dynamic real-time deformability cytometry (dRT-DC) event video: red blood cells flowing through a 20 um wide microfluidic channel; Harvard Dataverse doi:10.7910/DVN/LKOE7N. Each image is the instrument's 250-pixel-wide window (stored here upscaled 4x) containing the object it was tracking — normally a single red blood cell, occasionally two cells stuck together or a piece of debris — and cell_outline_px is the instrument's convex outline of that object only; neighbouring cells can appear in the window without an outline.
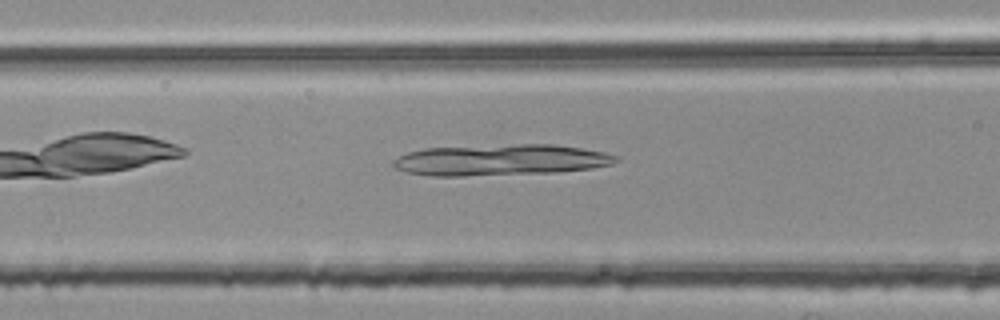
{"species": "common noctule bat (a hibernating species)", "species_latin": "Nyctalus noctula", "temperature_condition": "room temperature", "stored_images_in_passage": 35, "camera_frame_rate_fps": 3000, "um_per_image_px": 0.085, "animal": {"sex": "female", "body_mass_g": 25.1}, "frame": {"image": 1, "passage_image": 8, "time_ms": 2.333, "image_size_px": [1000, 320], "cell_outline_px": [[620, 160], [612, 164], [592, 168], [556, 172], [464, 176], [428, 176], [408, 172], [396, 168], [392, 164], [392, 160], [408, 152], [424, 148], [520, 144], [552, 144], [580, 148], [604, 152], [620, 156]], "centroid_in_image_um": [42.57, 13.6], "position_along_channel_um": 124.0, "area_um2": 40.4}}
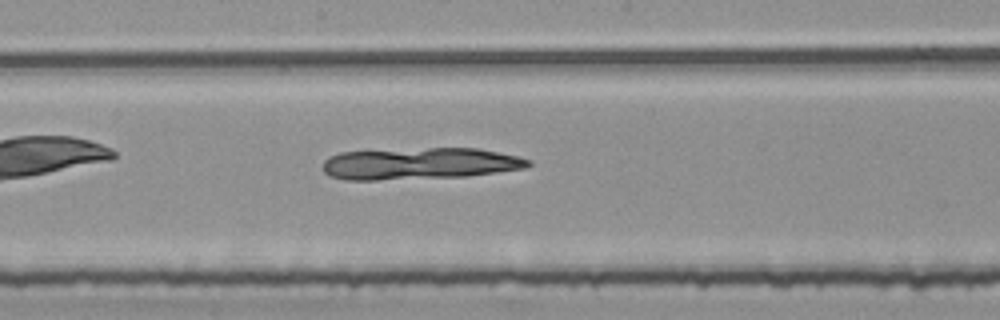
{"frame": {"image": 2, "passage_image": 15, "time_ms": 4.667, "image_size_px": [1000, 320], "cell_outline_px": [[532, 164], [524, 168], [464, 176], [376, 180], [344, 180], [332, 176], [324, 172], [320, 168], [324, 160], [328, 156], [340, 152], [428, 148], [476, 148], [516, 156], [532, 160]], "centroid_in_image_um": [35.6, 13.9], "position_along_channel_um": 212.6, "area_um2": 37.8}}
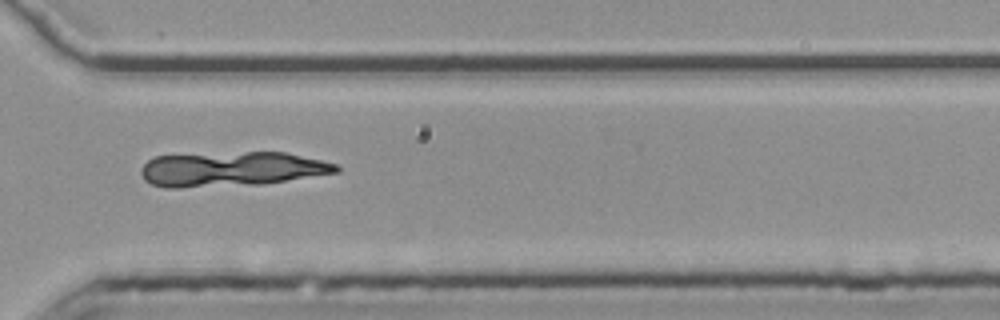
{"frame": {"image": 3, "passage_image": 26, "time_ms": 8.333, "image_size_px": [1000, 320], "cell_outline_px": [[340, 172], [264, 184], [180, 188], [164, 188], [152, 184], [144, 180], [140, 172], [140, 168], [148, 160], [156, 156], [244, 152], [288, 152], [336, 164], [340, 168]], "centroid_in_image_um": [19.68, 14.38], "position_along_channel_um": 350.9, "area_um2": 39.65}}